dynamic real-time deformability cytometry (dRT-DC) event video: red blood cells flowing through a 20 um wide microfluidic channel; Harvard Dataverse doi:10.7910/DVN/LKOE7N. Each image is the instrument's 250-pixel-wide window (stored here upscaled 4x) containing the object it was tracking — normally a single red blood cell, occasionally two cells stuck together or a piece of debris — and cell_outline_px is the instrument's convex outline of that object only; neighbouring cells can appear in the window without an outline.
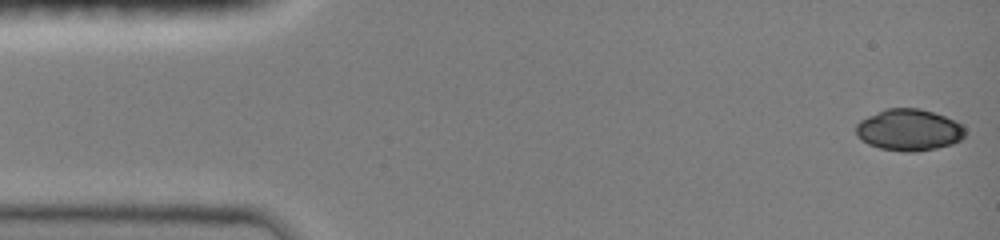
{"species": "common noctule bat (a hibernating species)", "species_latin": "Nyctalus noctula", "temperature_condition": "room temperature", "stored_images_in_passage": 47, "camera_frame_rate_fps": 3000, "um_per_image_px": 0.085, "animal": {"sex": "female", "body_mass_g": 19.0, "forearm_length_mm": 51.5}, "frame": {"image": 1, "passage_image": 1, "time_ms": 0.0, "image_size_px": [1000, 240], "cell_outline_px": [[964, 136], [960, 140], [952, 144], [936, 148], [916, 152], [904, 152], [880, 148], [868, 144], [860, 140], [856, 136], [856, 124], [860, 120], [884, 108], [920, 108], [944, 116], [960, 124], [964, 128]], "centroid_in_image_um": [77.21, 11.05], "position_along_channel_um": 7.8, "area_um2": 26.47}}
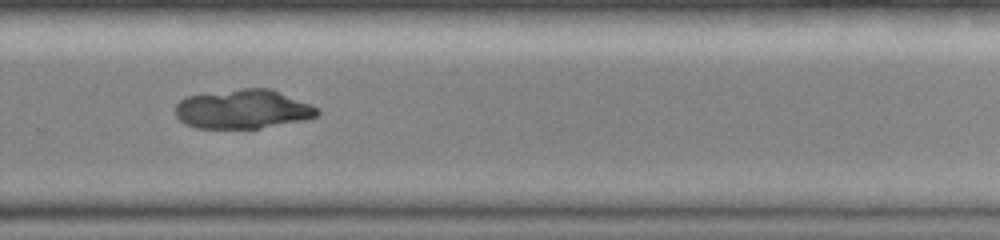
{"frame": {"image": 2, "passage_image": 32, "time_ms": 10.333, "image_size_px": [1000, 240], "cell_outline_px": [[320, 112], [316, 116], [304, 120], [260, 128], [196, 128], [184, 124], [176, 116], [176, 104], [180, 100], [188, 96], [240, 88], [268, 88], [312, 104], [320, 108]], "centroid_in_image_um": [20.66, 9.28], "position_along_channel_um": 309.1, "area_um2": 32.37}}
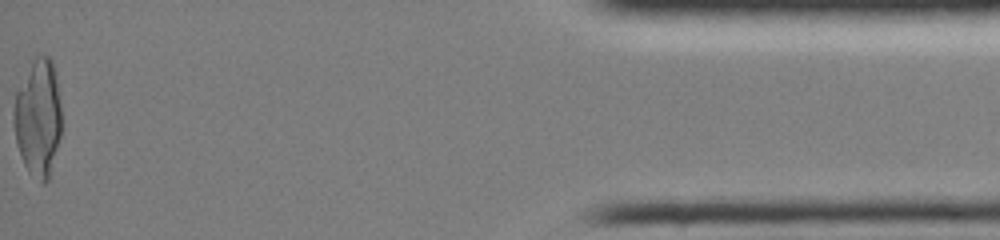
{"frame": {"image": 3, "passage_image": 47, "time_ms": 15.333, "image_size_px": [1000, 240], "cell_outline_px": [[60, 136], [48, 180], [44, 184], [40, 184], [28, 172], [24, 164], [16, 144], [12, 120], [12, 112], [16, 92], [36, 56], [40, 52], [48, 56], [52, 60], [56, 76], [60, 104]], "centroid_in_image_um": [3.21, 10.04], "position_along_channel_um": 432.0, "area_um2": 32.71}}